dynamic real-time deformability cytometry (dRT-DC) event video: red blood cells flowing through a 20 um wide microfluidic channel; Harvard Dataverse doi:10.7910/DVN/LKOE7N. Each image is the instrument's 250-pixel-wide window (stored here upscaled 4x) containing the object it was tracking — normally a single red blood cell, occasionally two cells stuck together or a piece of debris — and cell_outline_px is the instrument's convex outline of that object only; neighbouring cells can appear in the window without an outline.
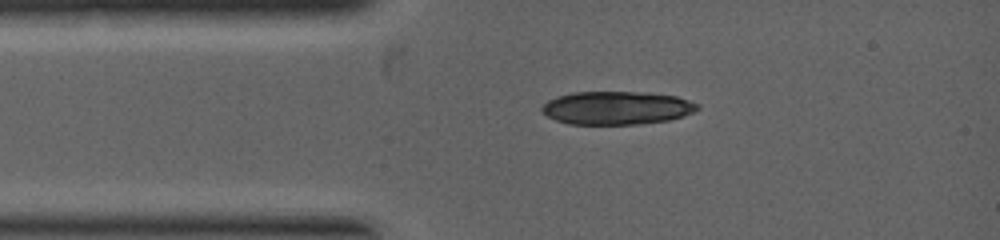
{"species": "common noctule bat (a hibernating species)", "species_latin": "Nyctalus noctula", "temperature_condition": "warm", "stored_images_in_passage": 2, "camera_frame_rate_fps": 5000, "um_per_image_px": 0.085, "animal": {"sex": "female", "body_mass_g": 19.0, "forearm_length_mm": 53.3}, "frame": {"image": 1, "passage_image": 1, "time_ms": 0.0, "image_size_px": [1000, 240], "cell_outline_px": [[700, 108], [684, 116], [668, 120], [640, 124], [568, 124], [556, 120], [540, 112], [540, 108], [548, 100], [556, 96], [572, 92], [648, 92], [676, 96], [700, 104]], "centroid_in_image_um": [52.41, 9.17], "position_along_channel_um": 32.6, "area_um2": 30.35}}